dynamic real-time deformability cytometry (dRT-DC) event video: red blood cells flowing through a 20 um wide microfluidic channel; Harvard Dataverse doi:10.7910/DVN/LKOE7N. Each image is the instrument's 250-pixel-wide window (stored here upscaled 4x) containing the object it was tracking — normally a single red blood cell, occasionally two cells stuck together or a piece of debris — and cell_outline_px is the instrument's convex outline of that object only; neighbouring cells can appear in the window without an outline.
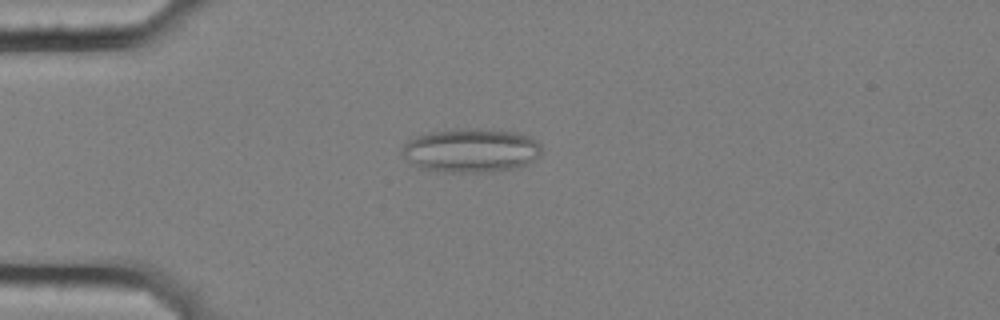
{"species": "common noctule bat (a hibernating species)", "species_latin": "Nyctalus noctula", "temperature_condition": "cold", "stored_images_in_passage": 57, "segment_of_instrument_passage": [1, 2], "camera_frame_rate_fps": 3000, "um_per_image_px": 0.085, "animal": {"sex": "female", "body_mass_g": 25.1}, "frame": {"image": 1, "passage_image": 15, "time_ms": 4.667, "image_size_px": [1000, 320], "cell_outline_px": [[540, 156], [528, 164], [516, 168], [492, 172], [444, 172], [420, 168], [408, 164], [400, 152], [400, 148], [408, 140], [424, 132], [452, 128], [484, 128], [520, 132], [532, 136], [540, 144]], "centroid_in_image_um": [40.0, 12.77], "position_along_channel_um": 45.0, "area_um2": 36.93}}